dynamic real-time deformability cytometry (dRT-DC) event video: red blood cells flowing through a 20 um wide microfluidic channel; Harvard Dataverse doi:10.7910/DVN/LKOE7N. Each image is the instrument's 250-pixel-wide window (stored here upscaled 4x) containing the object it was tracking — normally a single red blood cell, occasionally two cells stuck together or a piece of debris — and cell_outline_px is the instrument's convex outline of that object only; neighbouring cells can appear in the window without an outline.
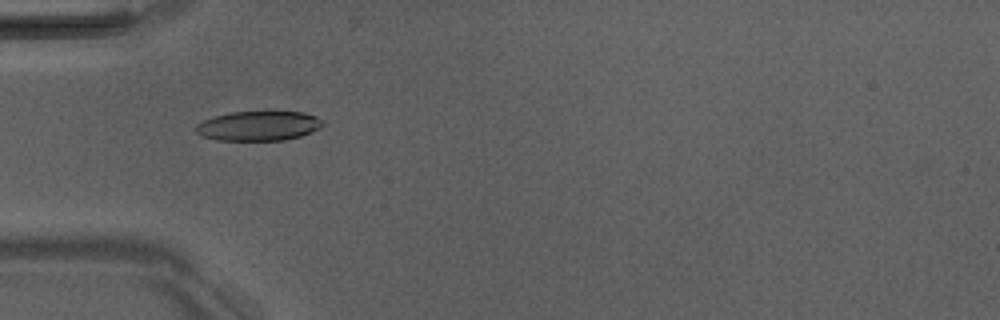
{"species": "Egyptian fruit bat (a non-hibernating species)", "species_latin": "Rousettus aegyptiacus", "temperature_condition": "room temperature", "stored_images_in_passage": 6, "camera_frame_rate_fps": 3000, "um_per_image_px": 0.085, "animal": {"sex": "male"}, "frame": {"image": 1, "passage_image": 5, "time_ms": 4.667, "image_size_px": [1000, 320], "cell_outline_px": [[324, 124], [320, 128], [312, 132], [300, 136], [284, 140], [216, 140], [200, 136], [196, 132], [196, 124], [204, 120], [216, 116], [232, 112], [304, 112], [316, 116], [324, 120]], "centroid_in_image_um": [22.0, 10.7], "position_along_channel_um": 63.0, "area_um2": 21.91}}